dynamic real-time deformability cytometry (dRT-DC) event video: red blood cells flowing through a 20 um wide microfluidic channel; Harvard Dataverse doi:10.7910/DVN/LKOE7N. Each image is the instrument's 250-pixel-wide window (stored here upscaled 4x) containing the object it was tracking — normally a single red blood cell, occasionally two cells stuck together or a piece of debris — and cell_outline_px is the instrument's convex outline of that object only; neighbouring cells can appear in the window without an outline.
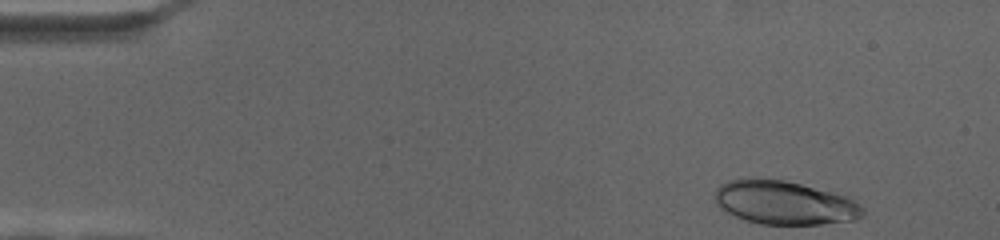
{"species": "human", "species_latin": "Homo sapiens", "temperature_condition": "cold", "stored_images_in_passage": 52, "camera_frame_rate_fps": 3000, "um_per_image_px": 0.085, "donor": {"sex": "female"}, "frame": {"image": 1, "passage_image": 1, "time_ms": 0.0, "image_size_px": [1000, 240], "cell_outline_px": [[864, 216], [856, 220], [820, 224], [760, 224], [744, 220], [720, 208], [716, 204], [716, 192], [720, 184], [728, 180], [784, 180], [800, 184], [844, 196], [860, 204], [864, 208]], "centroid_in_image_um": [66.71, 17.26], "position_along_channel_um": 18.3, "area_um2": 36.88}}
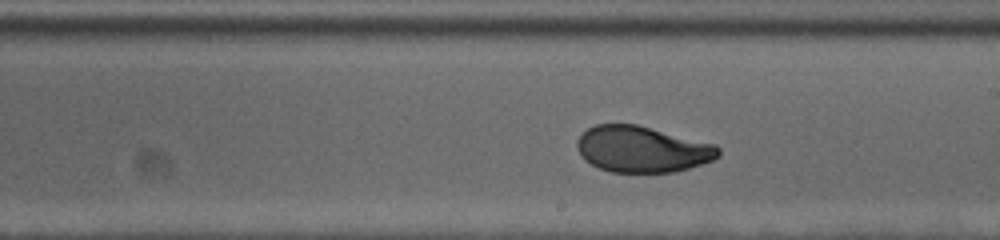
{"frame": {"image": 2, "passage_image": 34, "time_ms": 11.0, "image_size_px": [1000, 240], "cell_outline_px": [[720, 156], [712, 160], [676, 172], [608, 172], [584, 160], [576, 148], [576, 140], [588, 128], [596, 124], [636, 124], [716, 144], [720, 148]], "centroid_in_image_um": [54.58, 12.68], "position_along_channel_um": 234.4, "area_um2": 38.09}}
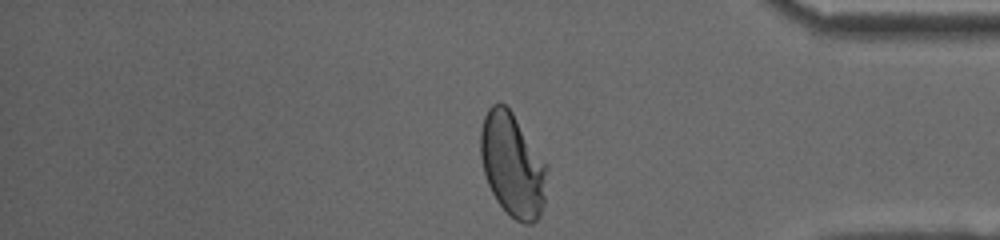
{"frame": {"image": 3, "passage_image": 52, "time_ms": 17.0, "image_size_px": [1000, 240], "cell_outline_px": [[548, 168], [544, 204], [540, 216], [532, 224], [524, 224], [516, 220], [496, 200], [488, 184], [484, 172], [480, 156], [480, 132], [484, 116], [488, 108], [492, 104], [500, 100], [512, 112], [548, 164]], "centroid_in_image_um": [43.58, 14.0], "position_along_channel_um": 391.6, "area_um2": 40.4}}